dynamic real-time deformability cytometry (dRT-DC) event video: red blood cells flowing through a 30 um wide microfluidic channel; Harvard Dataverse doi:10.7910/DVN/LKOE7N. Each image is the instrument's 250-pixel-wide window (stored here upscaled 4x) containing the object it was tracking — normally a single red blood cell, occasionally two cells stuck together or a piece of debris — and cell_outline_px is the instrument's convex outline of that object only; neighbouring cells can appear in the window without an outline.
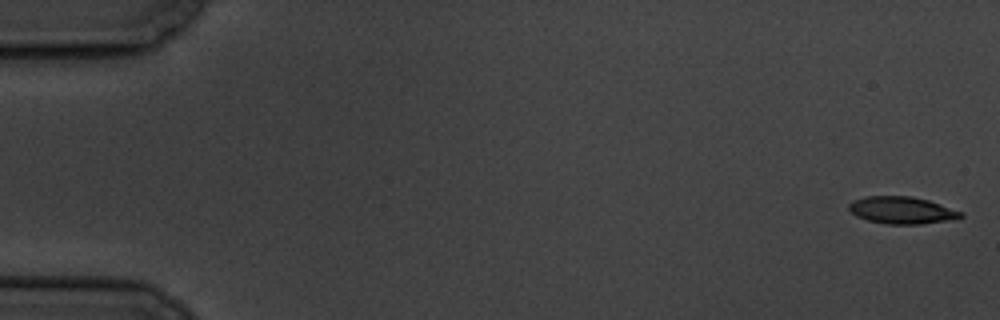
{"species": "common noctule bat (a hibernating species)", "species_latin": "Nyctalus noctula", "temperature_condition": "cold", "stored_images_in_passage": 8, "camera_frame_rate_fps": 3000, "um_per_image_px": 0.085, "animal": {"sex": "male", "body_mass_g": 19.5, "forearm_length_mm": 54.6}, "frame": {"image": 1, "passage_image": 1, "time_ms": 0.0, "image_size_px": [1000, 320], "cell_outline_px": [[964, 216], [956, 220], [920, 224], [884, 224], [868, 220], [856, 216], [848, 208], [848, 204], [852, 200], [864, 196], [912, 196], [928, 200], [964, 212]], "centroid_in_image_um": [76.68, 17.87], "position_along_channel_um": 8.3, "area_um2": 17.98}}
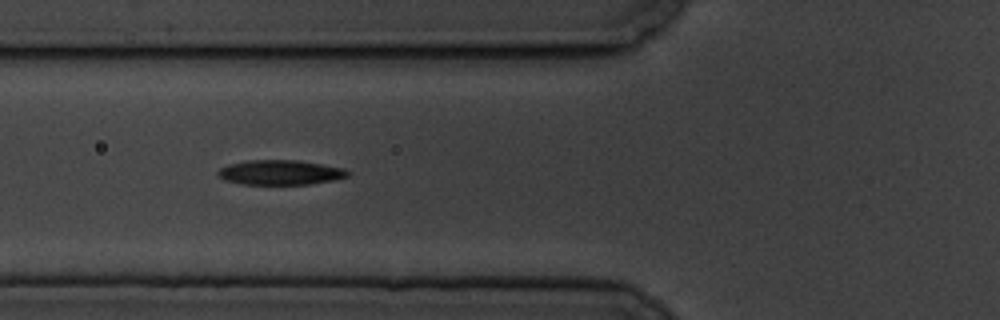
{"frame": {"image": 2, "passage_image": 7, "time_ms": 7.0, "image_size_px": [1000, 320], "cell_outline_px": [[352, 172], [348, 176], [332, 180], [308, 184], [240, 184], [224, 180], [216, 172], [220, 168], [228, 164], [248, 160], [296, 160], [344, 168]], "centroid_in_image_um": [23.8, 14.65], "position_along_channel_um": 102.0, "area_um2": 18.67}}
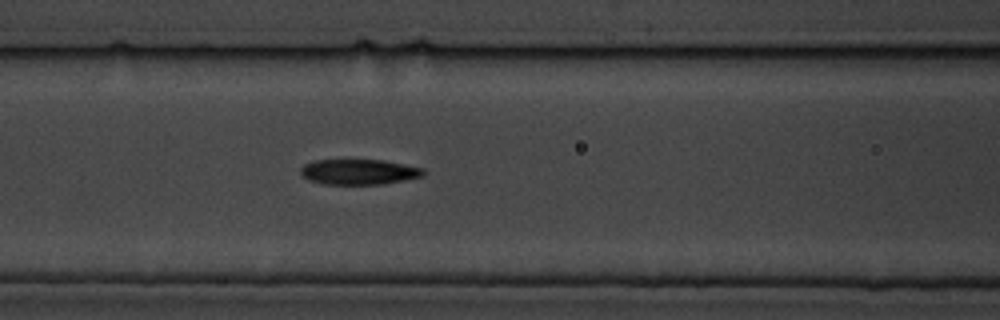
{"frame": {"image": 3, "passage_image": 8, "time_ms": 8.0, "image_size_px": [1000, 320], "cell_outline_px": [[424, 176], [384, 184], [324, 184], [308, 180], [300, 172], [300, 168], [304, 164], [312, 160], [384, 160], [424, 168]], "centroid_in_image_um": [30.5, 14.6], "position_along_channel_um": 136.1, "area_um2": 18.21}}